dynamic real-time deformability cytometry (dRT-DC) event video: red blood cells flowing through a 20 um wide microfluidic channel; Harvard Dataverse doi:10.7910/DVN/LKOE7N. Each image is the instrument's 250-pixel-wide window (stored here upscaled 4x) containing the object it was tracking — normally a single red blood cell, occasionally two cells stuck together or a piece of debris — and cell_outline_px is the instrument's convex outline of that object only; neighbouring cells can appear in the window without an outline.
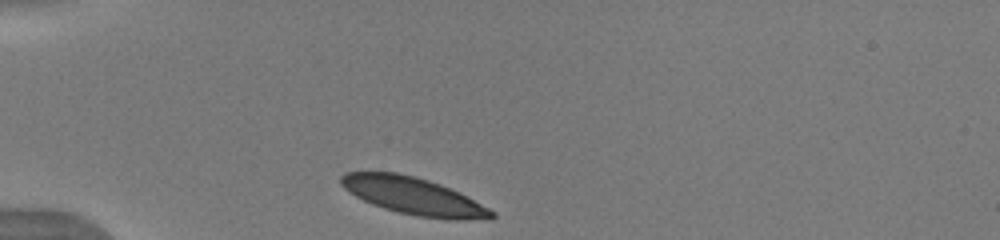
{"species": "human", "species_latin": "Homo sapiens", "temperature_condition": "warm", "stored_images_in_passage": 35, "camera_frame_rate_fps": 3000, "um_per_image_px": 0.085, "donor": {"sex": "male"}, "frame": {"image": 1, "passage_image": 1, "time_ms": 0.0, "image_size_px": [1000, 240], "cell_outline_px": [[496, 216], [492, 220], [452, 220], [416, 216], [384, 208], [372, 204], [348, 192], [340, 184], [340, 176], [344, 172], [396, 172], [428, 180], [440, 184], [496, 212]], "centroid_in_image_um": [35.14, 16.68], "position_along_channel_um": 49.9, "area_um2": 32.43}}
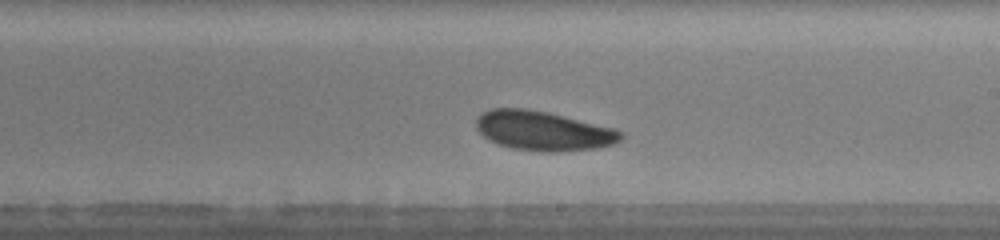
{"frame": {"image": 2, "passage_image": 18, "time_ms": 5.667, "image_size_px": [1000, 240], "cell_outline_px": [[624, 136], [620, 140], [612, 144], [596, 148], [556, 152], [540, 152], [512, 148], [488, 140], [476, 128], [476, 116], [480, 112], [492, 108], [524, 108], [548, 112], [616, 128], [624, 132]], "centroid_in_image_um": [46.17, 11.11], "position_along_channel_um": 242.8, "area_um2": 33.58}}
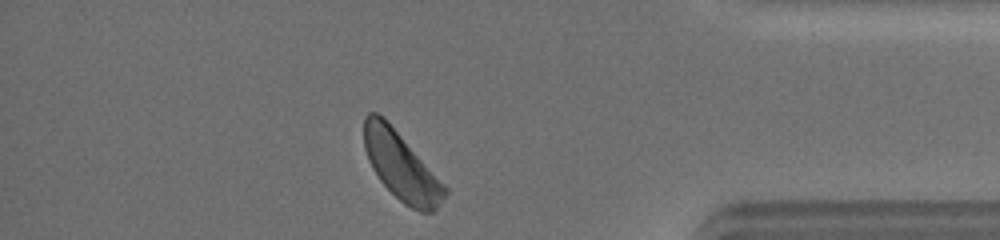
{"frame": {"image": 3, "passage_image": 32, "time_ms": 10.333, "image_size_px": [1000, 240], "cell_outline_px": [[448, 192], [440, 204], [432, 212], [420, 212], [404, 204], [380, 180], [372, 168], [368, 160], [364, 148], [364, 116], [368, 112], [376, 112], [384, 116], [448, 188]], "centroid_in_image_um": [34.09, 14.1], "position_along_channel_um": 401.1, "area_um2": 31.79}, "authors_computed_cell_mechanics": {"area_um2": 32.4836, "velocity_mm_per_s": 3.8851, "shape_relaxation_time_tau1_ms": 1.5598, "shape_relaxation_time_tau2_ms": null, "deformation_change_tau1": 0.0593, "deformation_change_tau2": null}}